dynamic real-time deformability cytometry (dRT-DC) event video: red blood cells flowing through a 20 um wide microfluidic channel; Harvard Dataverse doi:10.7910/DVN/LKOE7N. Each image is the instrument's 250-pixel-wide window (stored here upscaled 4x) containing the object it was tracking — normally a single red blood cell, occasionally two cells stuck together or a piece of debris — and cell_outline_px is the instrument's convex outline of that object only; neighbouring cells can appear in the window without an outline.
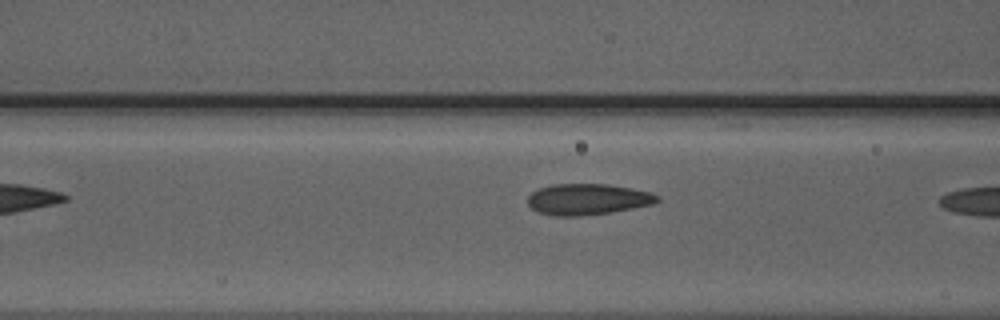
{"species": "Egyptian fruit bat (a non-hibernating species)", "species_latin": "Rousettus aegyptiacus", "temperature_condition": "warm", "stored_images_in_passage": 7, "camera_frame_rate_fps": 3000, "um_per_image_px": 0.085, "animal": {"sex": "male"}, "frame": {"image": 1, "passage_image": 6, "time_ms": 1.667, "image_size_px": [1000, 320], "cell_outline_px": [[660, 200], [652, 204], [612, 212], [580, 216], [556, 216], [536, 212], [528, 204], [528, 196], [532, 192], [540, 188], [552, 184], [608, 184], [648, 192], [660, 196]], "centroid_in_image_um": [49.92, 16.94], "position_along_channel_um": 116.7, "area_um2": 23.35}}